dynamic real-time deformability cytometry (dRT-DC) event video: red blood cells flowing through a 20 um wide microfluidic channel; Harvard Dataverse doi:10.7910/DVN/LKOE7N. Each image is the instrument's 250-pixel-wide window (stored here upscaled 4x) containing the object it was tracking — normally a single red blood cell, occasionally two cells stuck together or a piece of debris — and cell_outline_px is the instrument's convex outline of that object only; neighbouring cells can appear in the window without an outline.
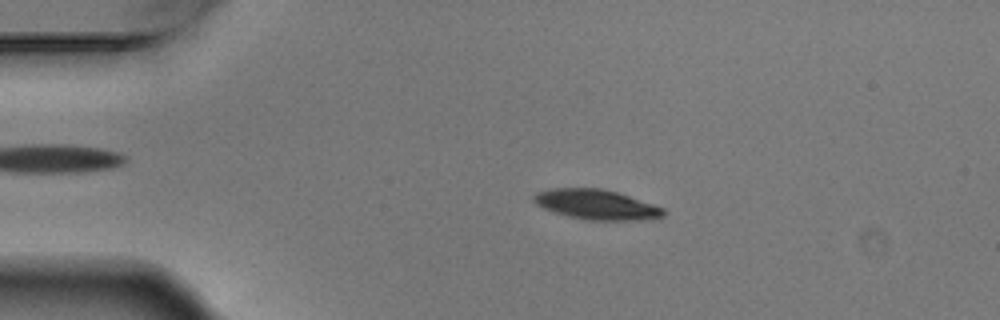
{"species": "Egyptian fruit bat (a non-hibernating species)", "species_latin": "Rousettus aegyptiacus", "temperature_condition": "warm", "stored_images_in_passage": 5, "camera_frame_rate_fps": 3000, "um_per_image_px": 0.085, "animal": {"sex": "male"}, "frame": {"image": 1, "passage_image": 3, "time_ms": 0.667, "image_size_px": [1000, 320], "cell_outline_px": [[668, 212], [664, 216], [640, 220], [588, 220], [568, 216], [544, 208], [536, 204], [532, 200], [532, 196], [536, 192], [556, 188], [600, 188], [616, 192], [664, 208]], "centroid_in_image_um": [50.69, 17.39], "position_along_channel_um": 34.3, "area_um2": 22.43}}
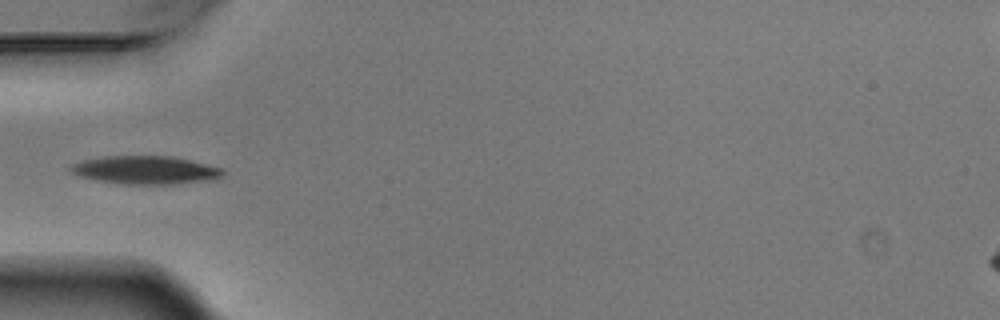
{"frame": {"image": 2, "passage_image": 5, "time_ms": 1.333, "image_size_px": [1000, 320], "cell_outline_px": [[224, 176], [216, 180], [180, 184], [120, 184], [96, 180], [80, 176], [72, 172], [68, 168], [72, 164], [84, 160], [104, 156], [172, 156], [220, 168], [224, 172]], "centroid_in_image_um": [12.39, 14.47], "position_along_channel_um": 72.6, "area_um2": 25.09}}